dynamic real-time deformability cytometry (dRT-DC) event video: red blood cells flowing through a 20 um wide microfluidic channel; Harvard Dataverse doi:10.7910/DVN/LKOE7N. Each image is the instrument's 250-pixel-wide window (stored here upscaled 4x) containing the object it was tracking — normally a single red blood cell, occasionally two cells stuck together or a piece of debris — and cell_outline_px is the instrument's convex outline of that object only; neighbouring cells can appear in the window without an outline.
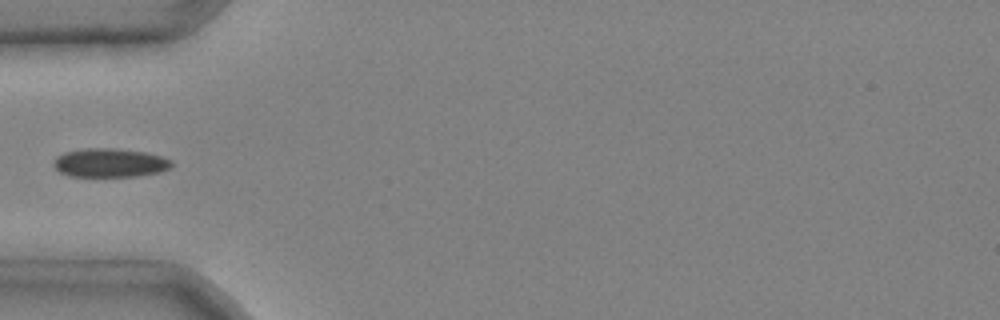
{"species": "common noctule bat (a hibernating species)", "species_latin": "Nyctalus noctula", "temperature_condition": "cold", "stored_images_in_passage": 4, "camera_frame_rate_fps": 3000, "um_per_image_px": 0.085, "animal": {"sex": "male", "body_mass_g": 20.4}, "frame": {"image": 1, "passage_image": 3, "time_ms": 0.667, "image_size_px": [1000, 320], "cell_outline_px": [[172, 168], [160, 172], [136, 176], [68, 176], [60, 172], [52, 164], [52, 160], [56, 156], [64, 152], [84, 148], [116, 148], [144, 152], [160, 156], [172, 160]], "centroid_in_image_um": [9.31, 13.83], "position_along_channel_um": 75.7, "area_um2": 19.94}}